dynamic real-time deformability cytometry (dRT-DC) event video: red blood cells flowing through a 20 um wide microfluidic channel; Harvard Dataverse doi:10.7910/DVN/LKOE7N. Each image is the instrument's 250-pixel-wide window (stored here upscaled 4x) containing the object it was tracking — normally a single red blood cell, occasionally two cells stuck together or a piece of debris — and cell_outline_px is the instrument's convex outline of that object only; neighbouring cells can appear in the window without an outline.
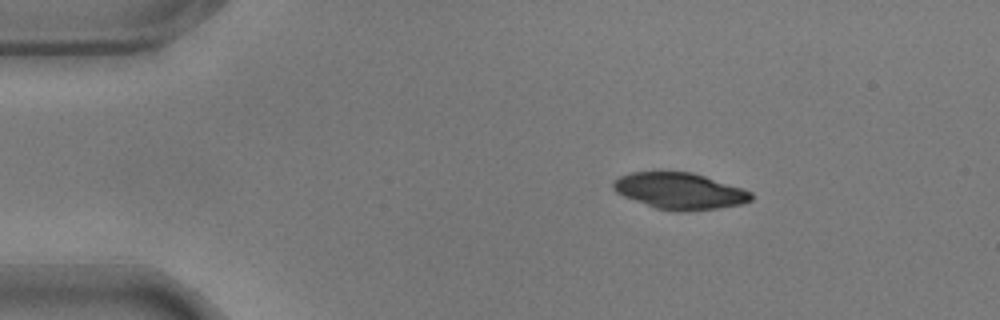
{"species": "common noctule bat (a hibernating species)", "species_latin": "Nyctalus noctula", "temperature_condition": "warm", "stored_images_in_passage": 19, "camera_frame_rate_fps": 3000, "um_per_image_px": 0.085, "animal": {"sex": "male", "body_mass_g": 17.9}, "frame": {"image": 1, "passage_image": 1, "time_ms": 0.0, "image_size_px": [1000, 320], "cell_outline_px": [[752, 200], [740, 204], [720, 208], [688, 212], [676, 212], [656, 208], [624, 196], [616, 192], [612, 188], [612, 180], [620, 176], [632, 172], [660, 168], [692, 172], [752, 192]], "centroid_in_image_um": [57.7, 16.2], "position_along_channel_um": 27.3, "area_um2": 30.0}}